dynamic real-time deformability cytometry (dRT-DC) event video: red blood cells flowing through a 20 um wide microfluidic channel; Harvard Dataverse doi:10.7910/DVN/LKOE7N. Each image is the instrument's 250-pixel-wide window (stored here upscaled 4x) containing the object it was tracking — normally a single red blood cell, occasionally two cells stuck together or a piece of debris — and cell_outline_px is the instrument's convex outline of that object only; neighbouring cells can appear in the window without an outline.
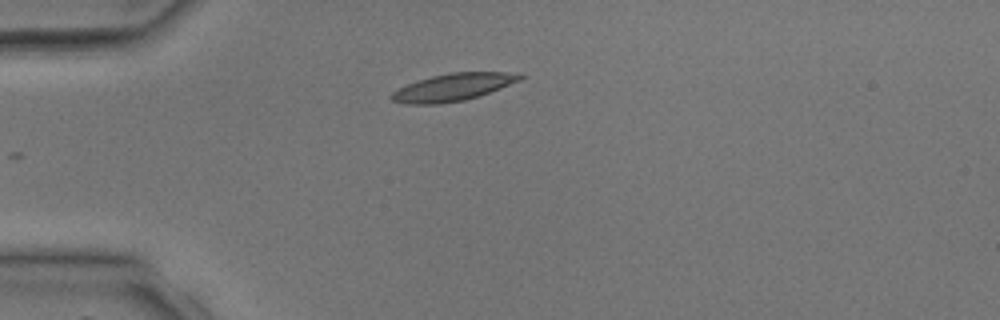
{"species": "common noctule bat (a hibernating species)", "species_latin": "Nyctalus noctula", "temperature_condition": "room temperature", "stored_images_in_passage": 5, "camera_frame_rate_fps": 3000, "um_per_image_px": 0.085, "animal": {"sex": "male", "body_mass_g": 17.9, "forearm_length_mm": 54.2}, "frame": {"image": 1, "passage_image": 5, "time_ms": 4.667, "image_size_px": [1000, 320], "cell_outline_px": [[524, 76], [520, 80], [480, 96], [464, 100], [436, 104], [408, 104], [392, 100], [388, 96], [396, 88], [432, 76], [448, 72], [504, 72]], "centroid_in_image_um": [38.45, 7.42], "position_along_channel_um": 46.6, "area_um2": 20.29}}